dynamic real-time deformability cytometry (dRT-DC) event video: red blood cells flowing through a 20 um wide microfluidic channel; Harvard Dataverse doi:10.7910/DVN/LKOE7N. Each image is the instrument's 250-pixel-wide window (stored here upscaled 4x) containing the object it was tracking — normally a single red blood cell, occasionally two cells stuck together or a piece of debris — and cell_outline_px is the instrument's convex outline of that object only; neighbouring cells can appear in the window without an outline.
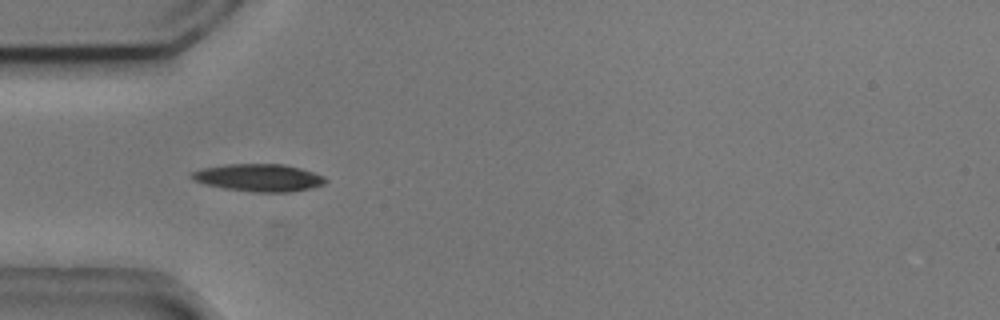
{"species": "common noctule bat (a hibernating species)", "species_latin": "Nyctalus noctula", "temperature_condition": "cold", "stored_images_in_passage": 1, "camera_frame_rate_fps": 3000, "um_per_image_px": 0.085, "animal": {"sex": "male", "body_mass_g": 20.5, "forearm_length_mm": 52.5}, "frame": {"image": 1, "passage_image": 1, "time_ms": 0.0, "image_size_px": [1000, 320], "cell_outline_px": [[328, 180], [324, 184], [308, 188], [288, 192], [256, 192], [224, 188], [208, 184], [196, 180], [188, 176], [192, 172], [200, 168], [224, 164], [284, 164], [300, 168], [324, 176]], "centroid_in_image_um": [21.99, 15.09], "position_along_channel_um": 63.0, "area_um2": 21.21}}